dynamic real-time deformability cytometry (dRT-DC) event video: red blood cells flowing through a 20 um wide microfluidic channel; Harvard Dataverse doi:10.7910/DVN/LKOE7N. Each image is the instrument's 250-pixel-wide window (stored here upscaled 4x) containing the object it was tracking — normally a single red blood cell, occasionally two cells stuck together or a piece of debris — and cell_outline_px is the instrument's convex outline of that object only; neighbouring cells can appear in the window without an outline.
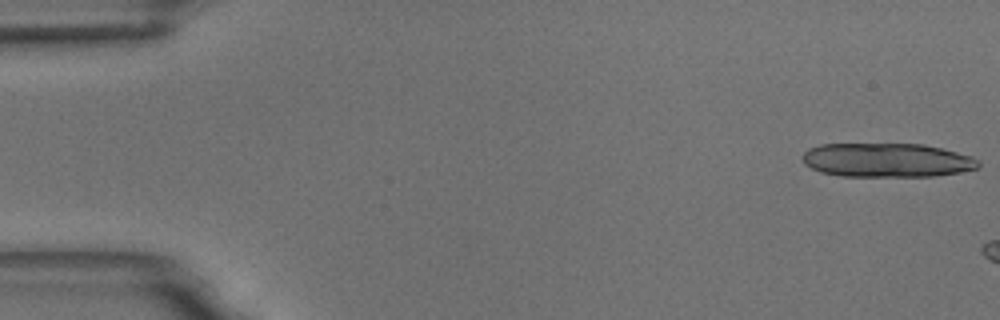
{"species": "common noctule bat (a hibernating species)", "species_latin": "Nyctalus noctula", "temperature_condition": "room temperature", "stored_images_in_passage": 7, "camera_frame_rate_fps": 3000, "um_per_image_px": 0.085, "animal": {"sex": "male", "body_mass_g": 18.8}, "frame": {"image": 1, "passage_image": 1, "time_ms": 0.0, "image_size_px": [1000, 320], "cell_outline_px": [[980, 164], [976, 168], [960, 172], [936, 176], [844, 176], [820, 172], [804, 164], [804, 152], [808, 148], [820, 144], [924, 144], [972, 156], [980, 160]], "centroid_in_image_um": [75.4, 13.61], "position_along_channel_um": 9.6, "area_um2": 34.85}}